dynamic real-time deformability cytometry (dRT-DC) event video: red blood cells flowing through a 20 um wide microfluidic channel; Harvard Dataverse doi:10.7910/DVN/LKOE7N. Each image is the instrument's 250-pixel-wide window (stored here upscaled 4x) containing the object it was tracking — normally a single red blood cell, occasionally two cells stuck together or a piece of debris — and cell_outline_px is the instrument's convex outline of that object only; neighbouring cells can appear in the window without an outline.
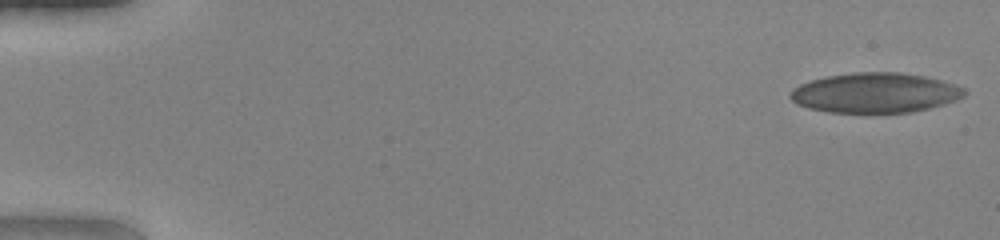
{"species": "human", "species_latin": "Homo sapiens", "temperature_condition": "warm", "stored_images_in_passage": 50, "camera_frame_rate_fps": 3000, "um_per_image_px": 0.085, "donor": {"sex": "female"}, "frame": {"image": 1, "passage_image": 1, "time_ms": 0.0, "image_size_px": [1000, 240], "cell_outline_px": [[964, 96], [928, 108], [908, 112], [828, 112], [808, 108], [796, 104], [788, 96], [800, 84], [812, 80], [828, 76], [856, 72], [900, 72], [924, 76], [940, 80], [964, 88]], "centroid_in_image_um": [74.34, 7.88], "position_along_channel_um": 10.7, "area_um2": 39.82}}
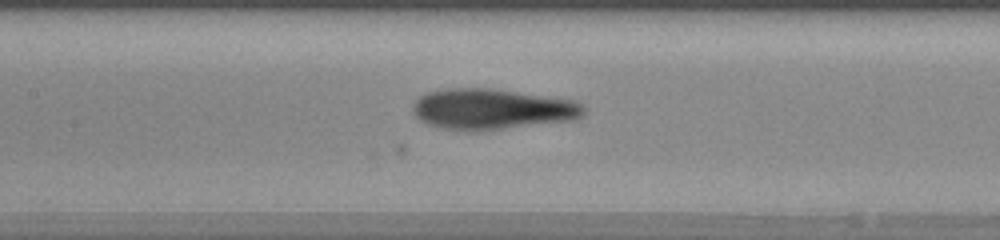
{"frame": {"image": 2, "passage_image": 24, "time_ms": 7.667, "image_size_px": [1000, 240], "cell_outline_px": [[584, 112], [580, 116], [572, 120], [480, 132], [468, 132], [440, 128], [428, 124], [420, 120], [416, 116], [412, 108], [412, 104], [420, 96], [428, 92], [444, 88], [492, 88], [572, 100], [580, 104], [584, 108]], "centroid_in_image_um": [41.76, 9.29], "position_along_channel_um": 165.6, "area_um2": 40.81}}
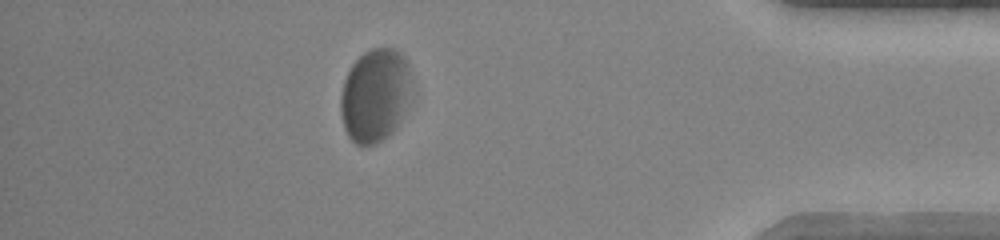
{"frame": {"image": 3, "passage_image": 44, "time_ms": 14.333, "image_size_px": [1000, 240], "cell_outline_px": [[408, 72], [404, 100], [400, 120], [396, 128], [388, 136], [376, 144], [356, 144], [348, 136], [344, 128], [340, 112], [340, 96], [344, 80], [352, 64], [364, 52], [372, 48], [396, 48], [408, 60]], "centroid_in_image_um": [31.79, 8.09], "position_along_channel_um": 403.4, "area_um2": 37.57}, "authors_computed_cell_mechanics": {"area_um2": 39.3618, "velocity_mm_per_s": 4.1004, "shape_relaxation_time_tau1_ms": 3.0986, "shape_relaxation_time_tau2_ms": 1.7978, "deformation_change_tau1": 0.1188, "deformation_change_tau2": 0.094}}